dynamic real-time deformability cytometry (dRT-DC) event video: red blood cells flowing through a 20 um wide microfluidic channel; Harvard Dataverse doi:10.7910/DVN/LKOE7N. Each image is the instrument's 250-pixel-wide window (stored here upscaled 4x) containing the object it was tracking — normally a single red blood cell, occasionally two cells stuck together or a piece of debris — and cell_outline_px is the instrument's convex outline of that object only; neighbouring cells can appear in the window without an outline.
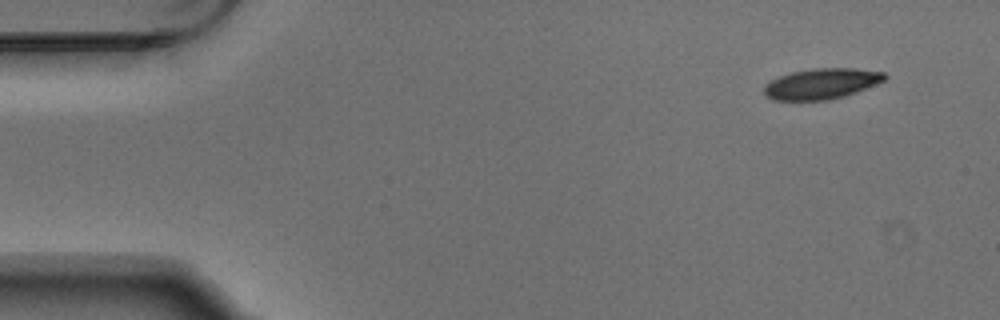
{"species": "Egyptian fruit bat (a non-hibernating species)", "species_latin": "Rousettus aegyptiacus", "temperature_condition": "warm", "stored_images_in_passage": 5, "segment_of_instrument_passage": [1, 2], "camera_frame_rate_fps": 3000, "um_per_image_px": 0.085, "animal": {"sex": "male"}, "frame": {"image": 1, "passage_image": 1, "time_ms": 0.0, "image_size_px": [1000, 320], "cell_outline_px": [[888, 76], [884, 80], [876, 84], [856, 92], [844, 96], [828, 100], [772, 100], [764, 96], [764, 84], [780, 76], [792, 72], [812, 68], [856, 68], [884, 72]], "centroid_in_image_um": [69.82, 7.11], "position_along_channel_um": 15.2, "area_um2": 21.62}}
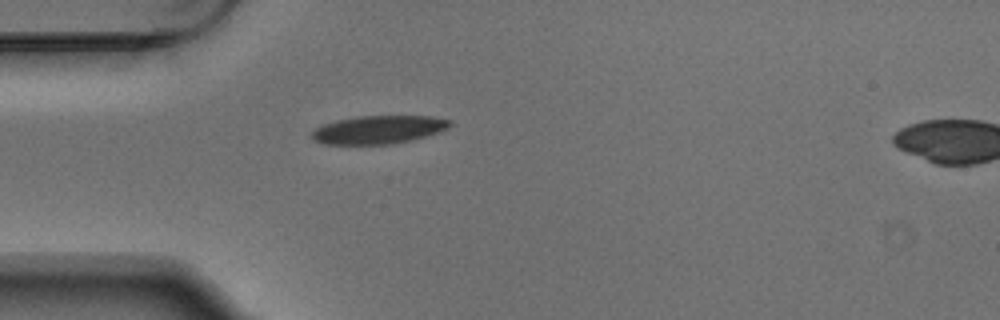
{"frame": {"image": 2, "passage_image": 4, "time_ms": 1.0, "image_size_px": [1000, 320], "cell_outline_px": [[452, 124], [448, 128], [440, 132], [412, 140], [392, 144], [324, 144], [316, 140], [312, 136], [312, 132], [316, 128], [324, 124], [336, 120], [356, 116], [432, 116], [452, 120]], "centroid_in_image_um": [32.23, 11.01], "position_along_channel_um": 52.8, "area_um2": 22.72}}